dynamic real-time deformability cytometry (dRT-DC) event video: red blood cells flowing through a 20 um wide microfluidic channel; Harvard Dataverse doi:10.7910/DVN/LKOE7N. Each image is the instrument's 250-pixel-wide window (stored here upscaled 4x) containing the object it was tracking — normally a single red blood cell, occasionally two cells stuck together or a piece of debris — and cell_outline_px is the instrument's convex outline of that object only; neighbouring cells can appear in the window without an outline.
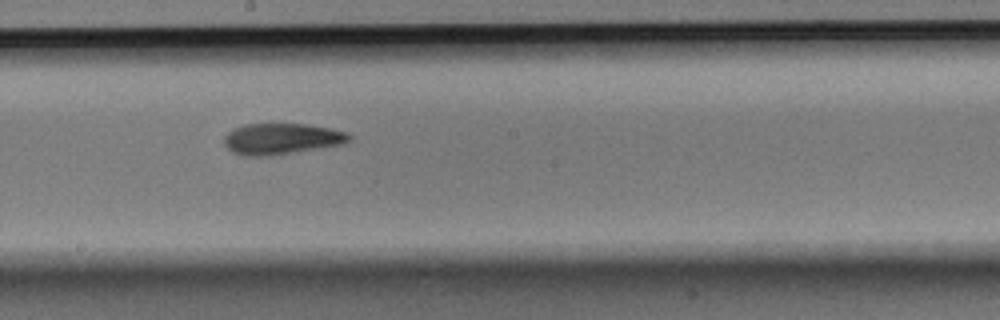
{"species": "Egyptian fruit bat (a non-hibernating species)", "species_latin": "Rousettus aegyptiacus", "temperature_condition": "room temperature", "stored_images_in_passage": 10, "camera_frame_rate_fps": 3000, "um_per_image_px": 0.085, "animal": {"sex": "male"}, "frame": {"image": 1, "passage_image": 9, "time_ms": 2.667, "image_size_px": [1000, 320], "cell_outline_px": [[352, 140], [340, 144], [292, 152], [264, 156], [244, 156], [232, 152], [224, 144], [224, 136], [232, 128], [244, 124], [304, 124], [328, 128], [348, 132], [352, 136]], "centroid_in_image_um": [23.89, 11.79], "position_along_channel_um": 224.3, "area_um2": 22.43}}
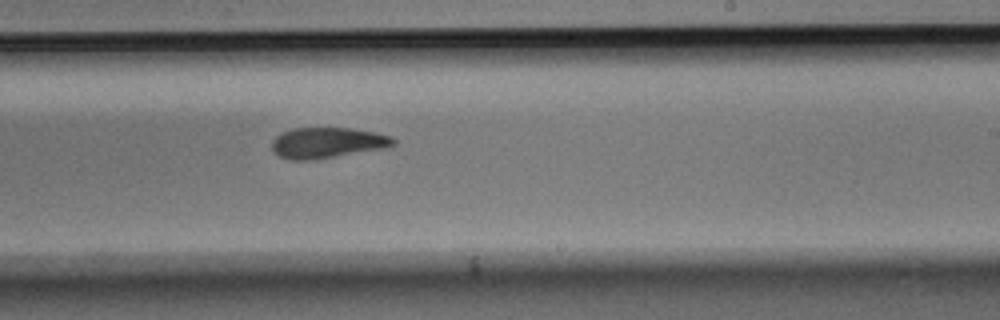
{"frame": {"image": 2, "passage_image": 10, "time_ms": 3.0, "image_size_px": [1000, 320], "cell_outline_px": [[396, 144], [384, 148], [308, 160], [288, 160], [272, 152], [272, 140], [276, 136], [292, 128], [348, 128], [376, 132], [392, 136], [396, 140]], "centroid_in_image_um": [27.81, 12.12], "position_along_channel_um": 261.2, "area_um2": 21.56}}